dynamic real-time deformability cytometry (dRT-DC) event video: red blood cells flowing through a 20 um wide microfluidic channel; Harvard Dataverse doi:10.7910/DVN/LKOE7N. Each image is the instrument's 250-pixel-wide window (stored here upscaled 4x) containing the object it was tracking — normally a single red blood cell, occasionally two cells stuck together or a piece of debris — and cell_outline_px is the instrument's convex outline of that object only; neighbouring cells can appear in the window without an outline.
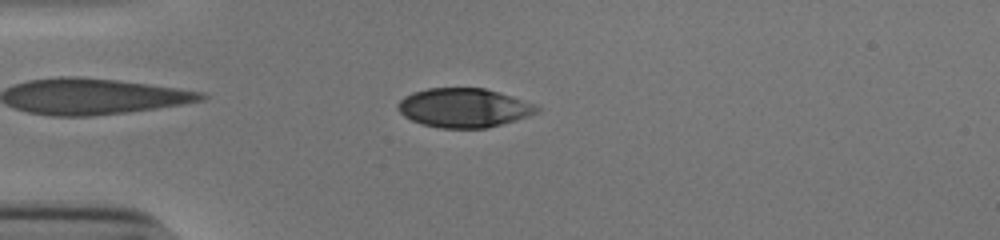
{"species": "human", "species_latin": "Homo sapiens", "temperature_condition": "cold", "stored_images_in_passage": 42, "camera_frame_rate_fps": 3000, "um_per_image_px": 0.085, "donor": {"sex": "male"}, "frame": {"image": 1, "passage_image": 4, "time_ms": 1.0, "image_size_px": [1000, 240], "cell_outline_px": [[540, 112], [516, 120], [488, 128], [440, 128], [424, 124], [412, 120], [404, 116], [396, 108], [396, 104], [404, 96], [412, 92], [428, 88], [484, 88], [500, 92], [536, 104], [540, 108]], "centroid_in_image_um": [39.44, 9.16], "position_along_channel_um": 45.6, "area_um2": 31.85}}
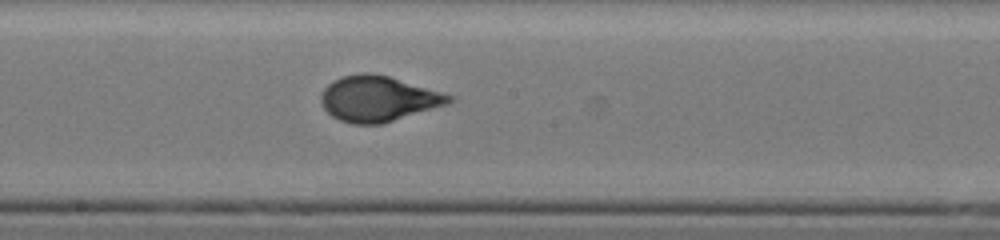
{"frame": {"image": 2, "passage_image": 19, "time_ms": 6.0, "image_size_px": [1000, 240], "cell_outline_px": [[456, 100], [448, 104], [380, 124], [352, 124], [340, 120], [332, 116], [320, 104], [320, 96], [324, 88], [332, 80], [340, 76], [364, 72], [368, 72], [388, 76], [456, 96]], "centroid_in_image_um": [32.14, 8.38], "position_along_channel_um": 216.1, "area_um2": 34.04}}
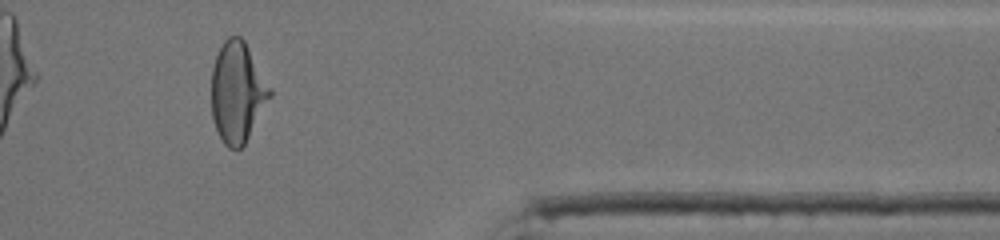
{"frame": {"image": 3, "passage_image": 34, "time_ms": 11.0, "image_size_px": [1000, 240], "cell_outline_px": [[272, 96], [244, 144], [240, 148], [228, 148], [224, 144], [216, 128], [212, 116], [212, 68], [216, 56], [224, 40], [228, 36], [240, 36], [244, 40], [272, 88]], "centroid_in_image_um": [20.19, 7.82], "position_along_channel_um": 391.2, "area_um2": 34.1}, "authors_computed_cell_mechanics": {"area_um2": 33.9864, "velocity_mm_per_s": 3.8714, "shape_relaxation_time_tau1_ms": 4.5019, "shape_relaxation_time_tau2_ms": null, "deformation_change_tau1": 0.1968, "deformation_change_tau2": null}}